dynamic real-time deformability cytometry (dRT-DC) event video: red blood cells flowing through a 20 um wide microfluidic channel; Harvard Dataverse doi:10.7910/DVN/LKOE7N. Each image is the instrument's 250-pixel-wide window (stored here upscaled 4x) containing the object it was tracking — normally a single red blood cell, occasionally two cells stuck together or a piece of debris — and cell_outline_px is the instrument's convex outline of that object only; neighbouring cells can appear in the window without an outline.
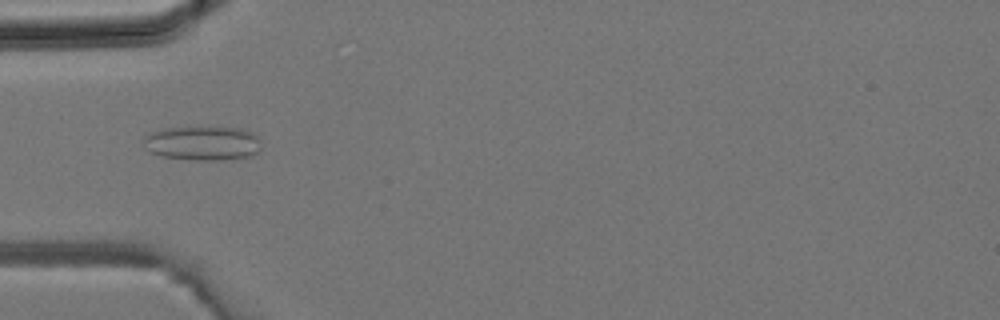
{"species": "common noctule bat (a hibernating species)", "species_latin": "Nyctalus noctula", "temperature_condition": "room temperature", "stored_images_in_passage": 4, "camera_frame_rate_fps": 3000, "um_per_image_px": 0.085, "animal": {"sex": "male", "body_mass_g": 19.2, "forearm_length_mm": 51.8}, "frame": {"image": 1, "passage_image": 4, "time_ms": 1.0, "image_size_px": [1000, 320], "cell_outline_px": [[260, 148], [256, 152], [248, 156], [220, 160], [188, 160], [160, 156], [148, 152], [144, 148], [144, 136], [152, 132], [164, 128], [240, 128], [252, 132], [260, 140]], "centroid_in_image_um": [17.17, 12.19], "position_along_channel_um": 67.8, "area_um2": 23.41}}